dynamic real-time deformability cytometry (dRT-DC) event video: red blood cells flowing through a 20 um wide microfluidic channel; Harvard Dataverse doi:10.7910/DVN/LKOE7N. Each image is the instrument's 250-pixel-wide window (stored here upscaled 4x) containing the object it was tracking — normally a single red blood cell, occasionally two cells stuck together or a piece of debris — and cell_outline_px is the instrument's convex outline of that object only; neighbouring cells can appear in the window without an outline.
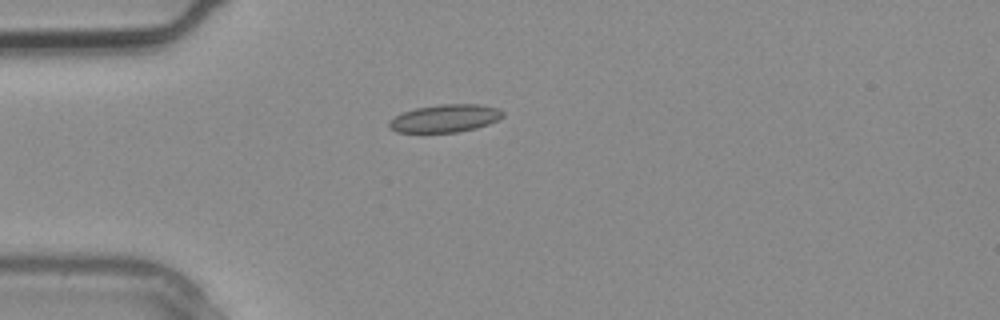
{"species": "common noctule bat (a hibernating species)", "species_latin": "Nyctalus noctula", "temperature_condition": "warm", "stored_images_in_passage": 1, "camera_frame_rate_fps": 3000, "um_per_image_px": 0.085, "animal": {"sex": "male", "body_mass_g": 20.4}, "frame": {"image": 1, "passage_image": 1, "time_ms": 0.0, "image_size_px": [1000, 320], "cell_outline_px": [[504, 116], [488, 124], [476, 128], [456, 132], [396, 132], [388, 128], [388, 120], [404, 112], [416, 108], [440, 104], [476, 104], [496, 108], [504, 112]], "centroid_in_image_um": [37.8, 10.06], "position_along_channel_um": 47.2, "area_um2": 18.26}}